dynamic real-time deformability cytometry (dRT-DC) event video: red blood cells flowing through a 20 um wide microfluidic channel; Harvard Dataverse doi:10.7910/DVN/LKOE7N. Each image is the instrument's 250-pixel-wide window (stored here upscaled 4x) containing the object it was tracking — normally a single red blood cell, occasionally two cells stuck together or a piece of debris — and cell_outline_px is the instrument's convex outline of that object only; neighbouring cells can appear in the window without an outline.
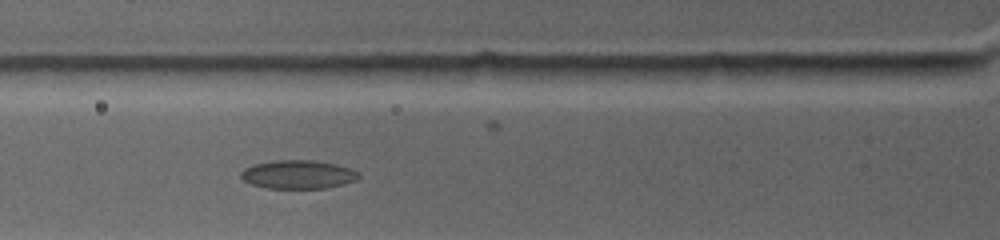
{"species": "common noctule bat (a hibernating species)", "species_latin": "Nyctalus noctula", "temperature_condition": "warm", "stored_images_in_passage": 7, "camera_frame_rate_fps": 4500, "um_per_image_px": 0.085, "animal": {"sex": "female", "body_mass_g": 19.0, "forearm_length_mm": 53.3}, "frame": {"image": 1, "passage_image": 4, "time_ms": 2.667, "image_size_px": [1000, 240], "cell_outline_px": [[360, 176], [356, 180], [344, 184], [324, 188], [268, 188], [252, 184], [244, 180], [240, 176], [240, 172], [244, 168], [252, 164], [276, 160], [312, 160], [336, 164], [348, 168], [356, 172]], "centroid_in_image_um": [25.3, 14.82], "position_along_channel_um": 100.5, "area_um2": 19.48}}
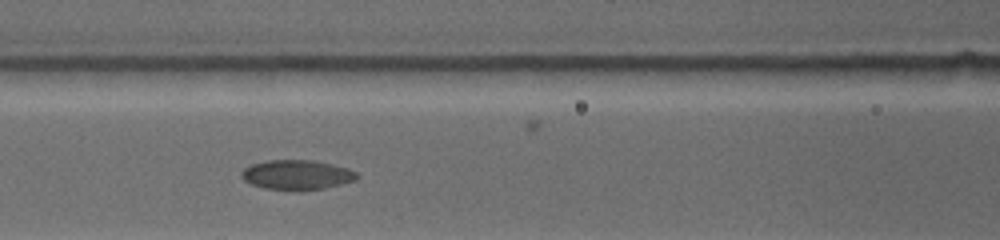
{"frame": {"image": 2, "passage_image": 5, "time_ms": 3.778, "image_size_px": [1000, 240], "cell_outline_px": [[360, 176], [356, 180], [324, 188], [264, 188], [252, 184], [244, 180], [240, 176], [240, 172], [244, 168], [252, 164], [268, 160], [312, 160], [332, 164], [348, 168], [356, 172]], "centroid_in_image_um": [25.23, 14.82], "position_along_channel_um": 141.4, "area_um2": 19.42}}
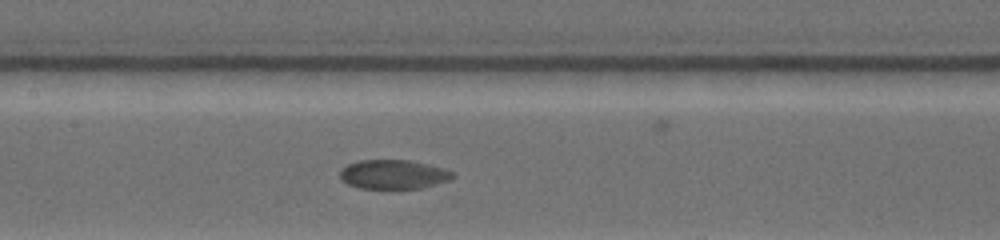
{"frame": {"image": 3, "passage_image": 6, "time_ms": 4.667, "image_size_px": [1000, 240], "cell_outline_px": [[456, 176], [448, 180], [436, 184], [420, 188], [396, 192], [388, 192], [360, 188], [348, 184], [340, 180], [340, 168], [348, 164], [360, 160], [408, 160], [428, 164], [444, 168], [452, 172]], "centroid_in_image_um": [33.4, 14.88], "position_along_channel_um": 174.0, "area_um2": 20.11}}